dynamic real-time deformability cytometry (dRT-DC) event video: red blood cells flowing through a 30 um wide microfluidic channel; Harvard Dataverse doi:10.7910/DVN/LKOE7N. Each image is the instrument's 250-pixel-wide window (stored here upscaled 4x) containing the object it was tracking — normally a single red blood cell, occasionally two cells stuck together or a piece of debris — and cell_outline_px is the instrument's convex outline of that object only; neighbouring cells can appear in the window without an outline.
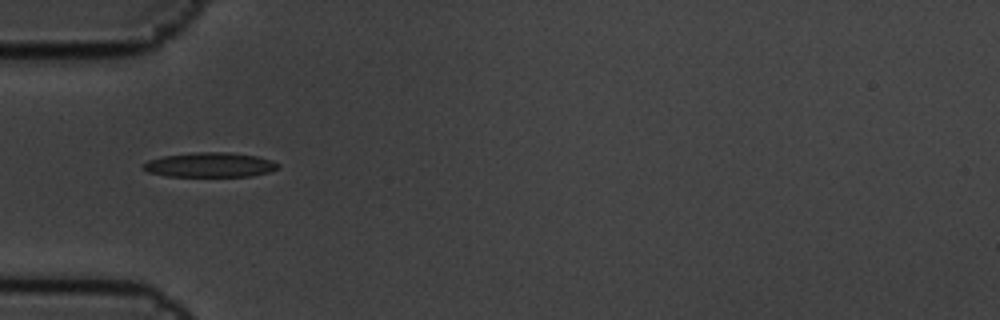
{"species": "common noctule bat (a hibernating species)", "species_latin": "Nyctalus noctula", "temperature_condition": "cold", "stored_images_in_passage": 2, "camera_frame_rate_fps": 3000, "um_per_image_px": 0.085, "animal": {"sex": "male", "body_mass_g": 19.5, "forearm_length_mm": 54.6}, "frame": {"image": 1, "passage_image": 1, "time_ms": 0.0, "image_size_px": [1000, 320], "cell_outline_px": [[280, 168], [268, 172], [252, 176], [168, 176], [148, 172], [144, 168], [144, 164], [148, 160], [164, 156], [192, 152], [228, 152], [256, 156], [272, 160], [280, 164]], "centroid_in_image_um": [17.89, 14.01], "position_along_channel_um": 67.1, "area_um2": 19.31}}
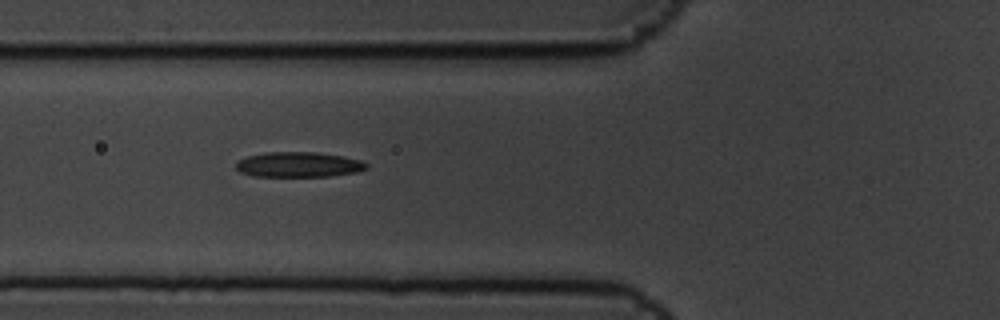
{"frame": {"image": 2, "passage_image": 2, "time_ms": 0.333, "image_size_px": [1000, 320], "cell_outline_px": [[368, 168], [356, 172], [328, 176], [252, 176], [240, 172], [236, 168], [236, 160], [248, 156], [264, 152], [316, 152], [344, 156], [360, 160], [368, 164]], "centroid_in_image_um": [25.36, 13.98], "position_along_channel_um": 100.4, "area_um2": 19.19}}